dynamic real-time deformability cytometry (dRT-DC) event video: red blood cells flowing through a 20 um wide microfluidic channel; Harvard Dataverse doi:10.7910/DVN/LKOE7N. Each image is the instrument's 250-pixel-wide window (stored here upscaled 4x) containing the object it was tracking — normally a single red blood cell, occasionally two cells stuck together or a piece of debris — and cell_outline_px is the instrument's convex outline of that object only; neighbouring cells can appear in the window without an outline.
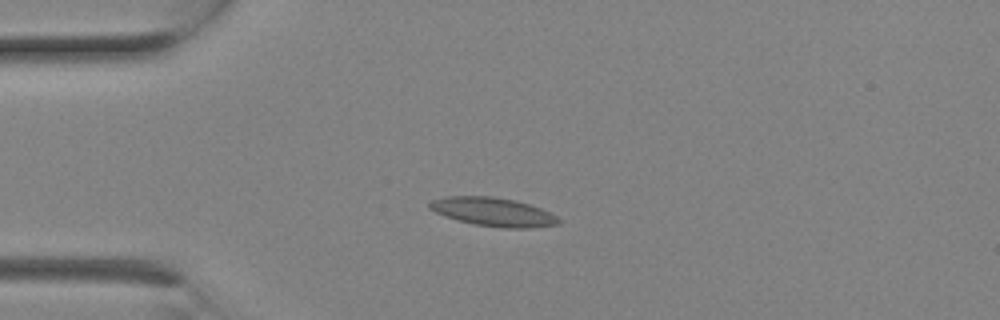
{"species": "Egyptian fruit bat (a non-hibernating species)", "species_latin": "Rousettus aegyptiacus", "temperature_condition": "room temperature", "stored_images_in_passage": 2, "camera_frame_rate_fps": 3000, "um_per_image_px": 0.085, "animal": {"sex": "female"}, "frame": {"image": 1, "passage_image": 2, "time_ms": 0.333, "image_size_px": [1000, 320], "cell_outline_px": [[560, 224], [528, 228], [504, 228], [476, 224], [444, 216], [428, 208], [428, 204], [432, 200], [444, 196], [492, 196], [516, 200], [540, 208], [556, 216], [560, 220]], "centroid_in_image_um": [41.91, 18.0], "position_along_channel_um": 43.1, "area_um2": 21.39}}